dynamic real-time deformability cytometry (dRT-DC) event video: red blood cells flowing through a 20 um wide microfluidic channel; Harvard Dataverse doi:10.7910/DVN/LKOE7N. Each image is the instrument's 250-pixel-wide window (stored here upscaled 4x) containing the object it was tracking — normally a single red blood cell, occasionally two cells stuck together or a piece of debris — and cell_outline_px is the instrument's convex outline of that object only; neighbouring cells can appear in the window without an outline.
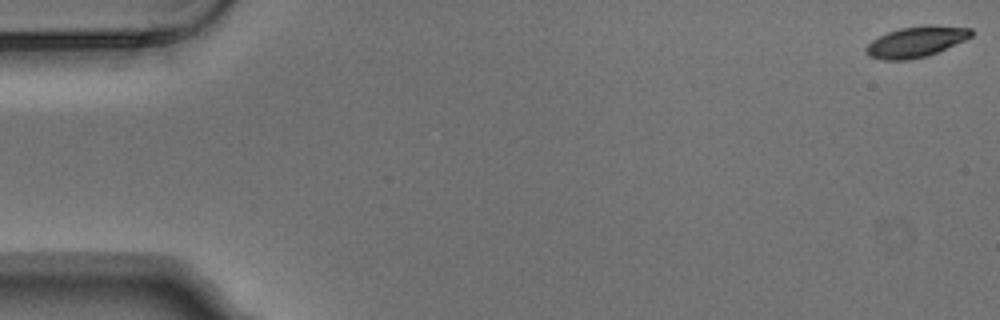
{"species": "Egyptian fruit bat (a non-hibernating species)", "species_latin": "Rousettus aegyptiacus", "temperature_condition": "warm", "stored_images_in_passage": 5, "camera_frame_rate_fps": 3000, "um_per_image_px": 0.085, "animal": {"sex": "male"}, "frame": {"image": 1, "passage_image": 1, "time_ms": 0.0, "image_size_px": [1000, 320], "cell_outline_px": [[972, 36], [964, 40], [928, 56], [908, 60], [880, 60], [868, 56], [864, 52], [864, 48], [872, 40], [888, 32], [900, 28], [928, 24], [936, 24], [972, 28]], "centroid_in_image_um": [77.85, 3.55], "position_along_channel_um": 7.2, "area_um2": 19.07}}
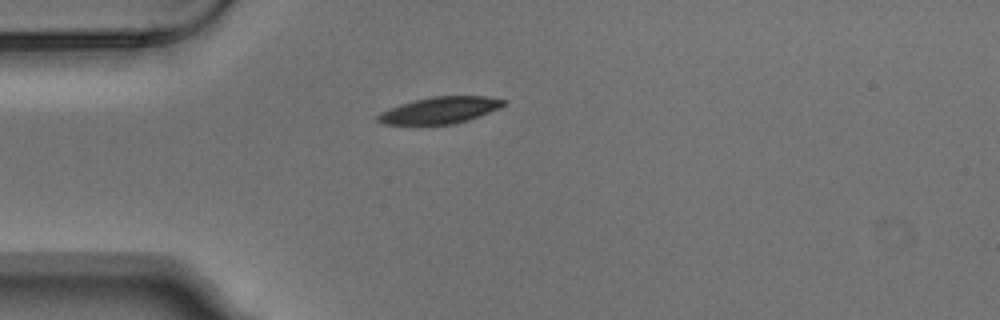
{"frame": {"image": 2, "passage_image": 5, "time_ms": 1.333, "image_size_px": [1000, 320], "cell_outline_px": [[504, 104], [500, 108], [468, 120], [452, 124], [384, 124], [376, 120], [376, 116], [380, 112], [400, 104], [432, 96], [484, 96], [504, 100]], "centroid_in_image_um": [37.36, 9.37], "position_along_channel_um": 47.6, "area_um2": 19.25}}